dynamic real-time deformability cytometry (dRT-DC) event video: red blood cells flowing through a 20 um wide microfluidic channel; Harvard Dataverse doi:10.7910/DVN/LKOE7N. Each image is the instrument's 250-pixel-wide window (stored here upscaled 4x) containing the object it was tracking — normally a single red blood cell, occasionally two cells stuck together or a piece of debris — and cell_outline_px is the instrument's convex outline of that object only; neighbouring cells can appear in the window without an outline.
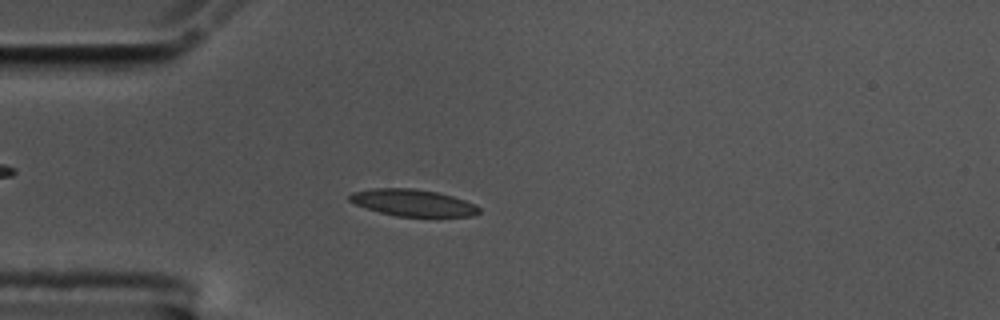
{"species": "common noctule bat (a hibernating species)", "species_latin": "Nyctalus noctula", "temperature_condition": "cold", "stored_images_in_passage": 57, "camera_frame_rate_fps": 3000, "um_per_image_px": 0.085, "animal": {"sex": "male", "body_mass_g": 17.5, "forearm_length_mm": 52.3}, "frame": {"image": 1, "passage_image": 15, "time_ms": 4.667, "image_size_px": [1000, 320], "cell_outline_px": [[480, 212], [472, 216], [396, 216], [380, 212], [356, 204], [348, 200], [348, 196], [352, 192], [372, 188], [412, 188], [436, 192], [452, 196], [476, 204], [480, 208]], "centroid_in_image_um": [35.09, 17.22], "position_along_channel_um": 49.9, "area_um2": 20.06}}
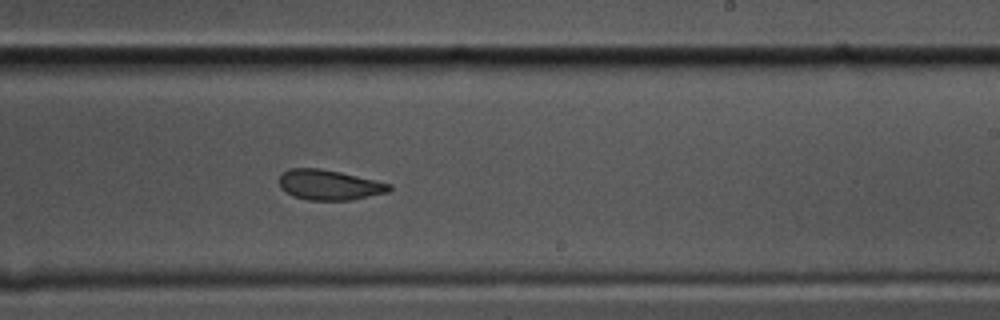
{"frame": {"image": 2, "passage_image": 34, "time_ms": 11.0, "image_size_px": [1000, 320], "cell_outline_px": [[392, 188], [388, 192], [352, 200], [308, 200], [292, 196], [280, 188], [280, 176], [288, 168], [320, 168], [340, 172], [376, 180], [392, 184]], "centroid_in_image_um": [27.99, 15.72], "position_along_channel_um": 261.0, "area_um2": 19.42}}
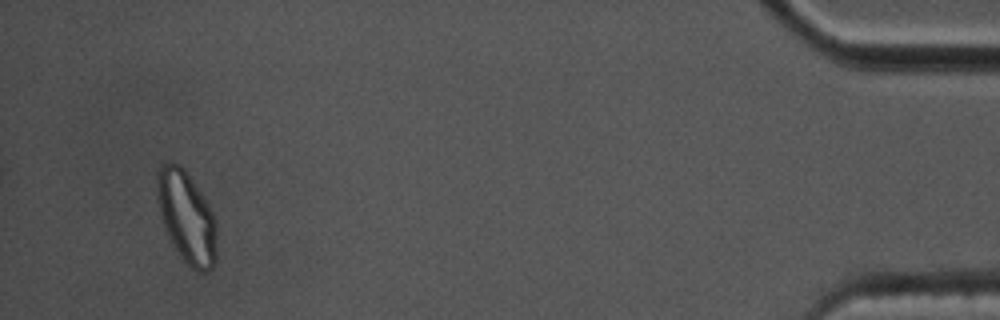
{"frame": {"image": 3, "passage_image": 54, "time_ms": 17.667, "image_size_px": [1000, 320], "cell_outline_px": [[216, 264], [212, 268], [204, 272], [196, 272], [184, 260], [168, 236], [164, 228], [160, 212], [156, 188], [156, 176], [160, 168], [168, 160], [172, 160], [180, 164], [184, 168], [208, 204], [212, 212], [216, 224]], "centroid_in_image_um": [15.86, 18.44], "position_along_channel_um": 419.3, "area_um2": 31.79}, "authors_computed_cell_mechanics": {"area_um2": 20.23, "velocity_mm_per_s": 3.5097, "shape_relaxation_time_tau1_ms": null, "shape_relaxation_time_tau2_ms": 3.3983, "deformation_change_tau1": null, "deformation_change_tau2": 0.0907}}